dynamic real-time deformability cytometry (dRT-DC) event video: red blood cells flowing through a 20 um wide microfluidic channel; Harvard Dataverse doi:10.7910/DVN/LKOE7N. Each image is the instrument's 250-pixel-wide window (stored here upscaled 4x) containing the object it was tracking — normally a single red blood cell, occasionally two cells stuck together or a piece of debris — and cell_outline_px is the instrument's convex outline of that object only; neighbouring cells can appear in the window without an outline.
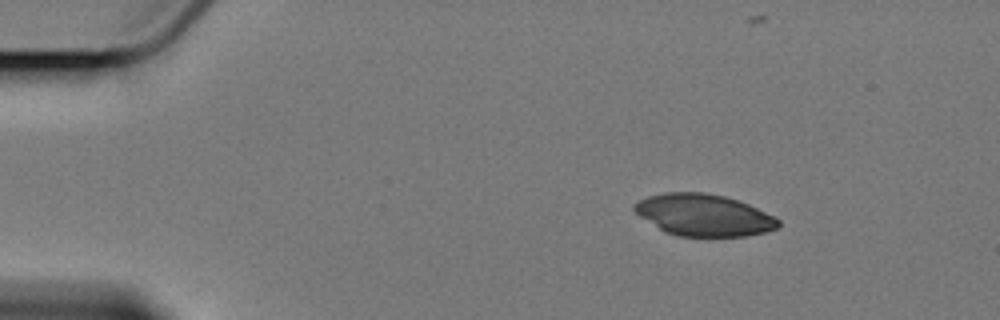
{"species": "Egyptian fruit bat (a non-hibernating species)", "species_latin": "Rousettus aegyptiacus", "temperature_condition": "cold", "stored_images_in_passage": 4, "camera_frame_rate_fps": 3000, "um_per_image_px": 0.085, "animal": {"sex": "female"}, "frame": {"image": 1, "passage_image": 1, "time_ms": 0.0, "image_size_px": [1000, 320], "cell_outline_px": [[780, 224], [776, 228], [764, 232], [744, 236], [680, 236], [664, 232], [640, 216], [632, 208], [632, 204], [648, 196], [664, 192], [704, 192], [724, 196], [748, 204], [780, 220]], "centroid_in_image_um": [59.77, 18.27], "position_along_channel_um": 25.2, "area_um2": 34.8}}